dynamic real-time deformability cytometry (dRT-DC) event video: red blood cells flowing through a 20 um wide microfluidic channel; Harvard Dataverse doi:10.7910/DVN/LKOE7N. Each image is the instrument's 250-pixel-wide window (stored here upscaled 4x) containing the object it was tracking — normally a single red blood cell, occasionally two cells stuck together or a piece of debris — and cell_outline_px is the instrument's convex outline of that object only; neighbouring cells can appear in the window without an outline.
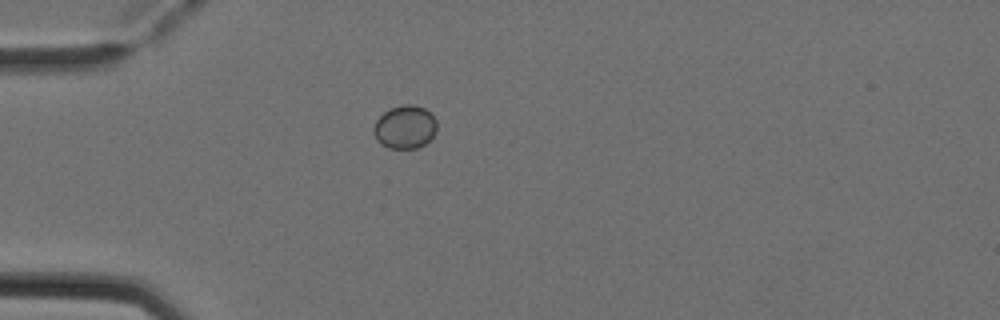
{"species": "Egyptian fruit bat (a non-hibernating species)", "species_latin": "Rousettus aegyptiacus", "temperature_condition": "cold", "stored_images_in_passage": 2, "camera_frame_rate_fps": 3000, "um_per_image_px": 0.085, "animal": {"sex": "female"}, "frame": {"image": 1, "passage_image": 1, "time_ms": 0.0, "image_size_px": [1000, 320], "cell_outline_px": [[436, 132], [424, 144], [416, 148], [388, 148], [380, 144], [376, 140], [376, 120], [384, 112], [392, 108], [404, 104], [412, 104], [424, 108], [436, 120]], "centroid_in_image_um": [34.43, 10.8], "position_along_channel_um": 50.6, "area_um2": 15.55}}